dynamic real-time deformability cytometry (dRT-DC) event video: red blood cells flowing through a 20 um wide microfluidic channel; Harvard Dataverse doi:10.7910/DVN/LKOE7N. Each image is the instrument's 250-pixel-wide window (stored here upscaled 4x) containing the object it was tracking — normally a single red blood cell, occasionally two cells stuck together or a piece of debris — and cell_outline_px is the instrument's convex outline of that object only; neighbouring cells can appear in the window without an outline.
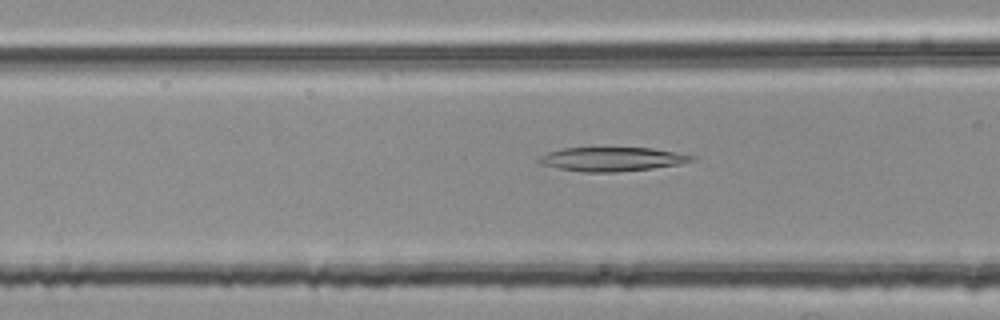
{"species": "common noctule bat (a hibernating species)", "species_latin": "Nyctalus noctula", "temperature_condition": "room temperature", "stored_images_in_passage": 38, "camera_frame_rate_fps": 3000, "um_per_image_px": 0.085, "animal": {"sex": "female", "body_mass_g": 25.1}, "frame": {"image": 1, "passage_image": 5, "time_ms": 1.333, "image_size_px": [1000, 320], "cell_outline_px": [[696, 160], [680, 164], [652, 168], [616, 172], [584, 172], [560, 168], [540, 164], [536, 160], [540, 156], [548, 152], [564, 148], [652, 148], [676, 152], [696, 156]], "centroid_in_image_um": [52.04, 13.52], "position_along_channel_um": 114.6, "area_um2": 21.27}}
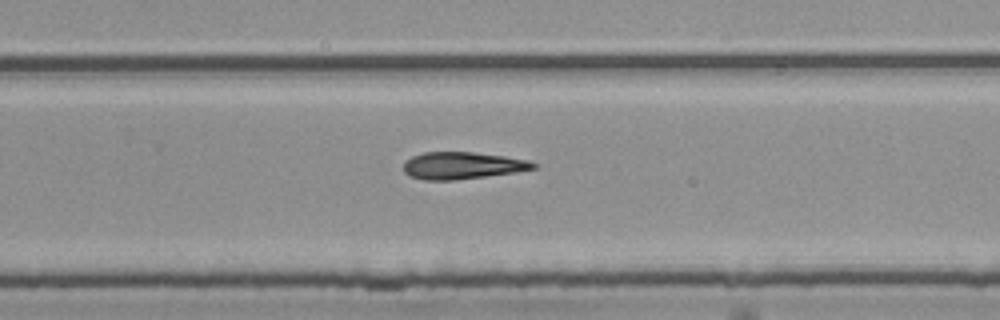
{"frame": {"image": 2, "passage_image": 19, "time_ms": 6.0, "image_size_px": [1000, 320], "cell_outline_px": [[536, 168], [516, 172], [452, 180], [424, 180], [408, 176], [404, 172], [404, 164], [412, 156], [424, 152], [472, 152], [504, 156], [528, 160], [536, 164]], "centroid_in_image_um": [39.28, 14.07], "position_along_channel_um": 290.5, "area_um2": 20.29}}
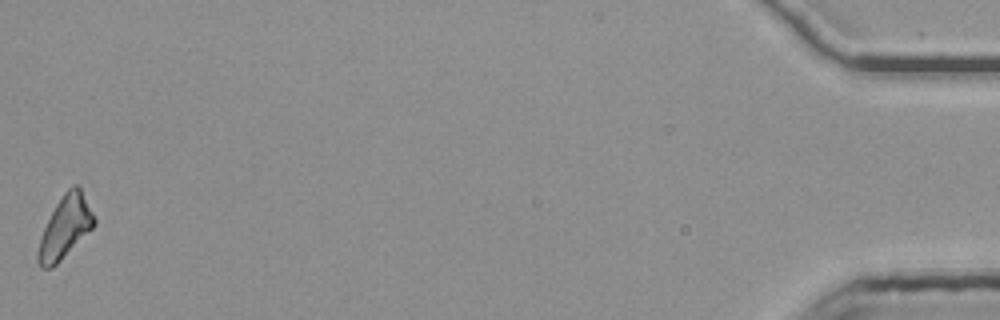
{"frame": {"image": 3, "passage_image": 38, "time_ms": 12.333, "image_size_px": [1000, 320], "cell_outline_px": [[96, 224], [52, 268], [40, 268], [36, 260], [36, 256], [40, 236], [56, 204], [64, 192], [72, 184], [76, 184], [80, 188], [96, 220]], "centroid_in_image_um": [5.5, 19.32], "position_along_channel_um": 429.7, "area_um2": 19.94}}